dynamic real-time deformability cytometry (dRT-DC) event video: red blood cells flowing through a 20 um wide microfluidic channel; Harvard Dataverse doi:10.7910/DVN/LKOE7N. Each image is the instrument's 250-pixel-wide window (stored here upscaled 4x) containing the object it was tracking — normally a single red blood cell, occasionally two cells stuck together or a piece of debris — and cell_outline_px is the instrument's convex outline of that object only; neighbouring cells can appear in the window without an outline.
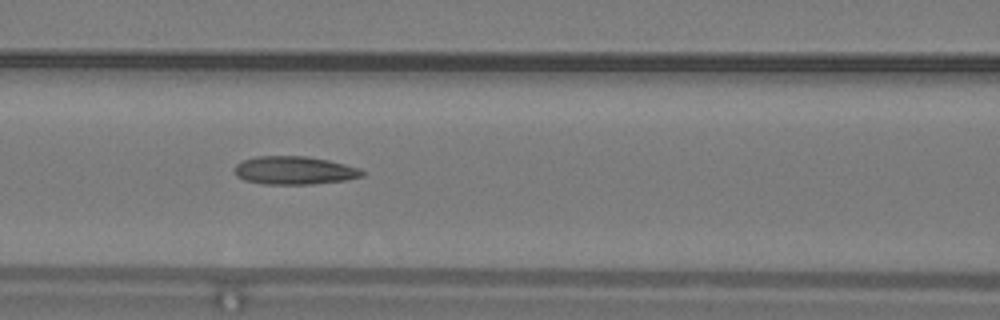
{"species": "common noctule bat (a hibernating species)", "species_latin": "Nyctalus noctula", "temperature_condition": "warm", "stored_images_in_passage": 37, "camera_frame_rate_fps": 3000, "um_per_image_px": 0.085, "animal": {"sex": "male", "body_mass_g": 19.2, "forearm_length_mm": 51.8}, "frame": {"image": 1, "passage_image": 16, "time_ms": 5.0, "image_size_px": [1000, 320], "cell_outline_px": [[364, 176], [344, 180], [312, 184], [264, 184], [244, 180], [236, 176], [236, 164], [244, 160], [256, 156], [308, 156], [328, 160], [360, 168], [364, 172]], "centroid_in_image_um": [25.03, 14.48], "position_along_channel_um": 141.6, "area_um2": 20.87}, "authors_computed_cell_mechanics": {"area_um2": 20.9814, "velocity_mm_per_s": 4.22, "shape_relaxation_time_tau1_ms": null, "shape_relaxation_time_tau2_ms": 2.6084, "deformation_change_tau1": null, "deformation_change_tau2": 0.1025}}